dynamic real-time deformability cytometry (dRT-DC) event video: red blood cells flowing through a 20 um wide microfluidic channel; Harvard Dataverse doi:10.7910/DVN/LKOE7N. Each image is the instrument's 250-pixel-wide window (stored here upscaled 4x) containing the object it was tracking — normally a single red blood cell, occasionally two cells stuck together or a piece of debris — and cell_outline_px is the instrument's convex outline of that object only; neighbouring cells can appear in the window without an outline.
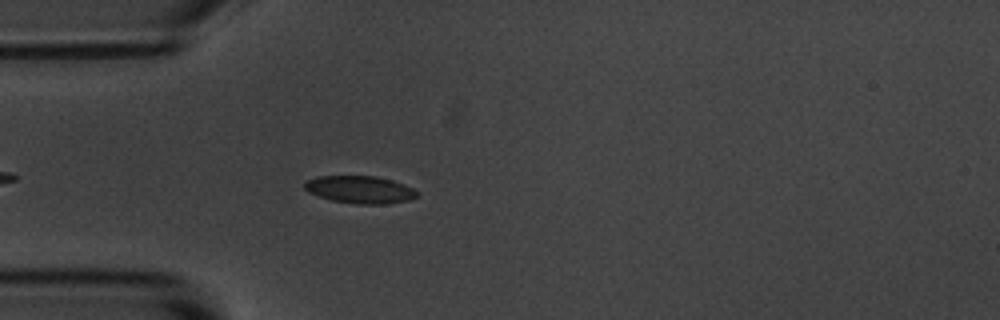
{"species": "common noctule bat (a hibernating species)", "species_latin": "Nyctalus noctula", "temperature_condition": "room temperature", "stored_images_in_passage": 1, "camera_frame_rate_fps": 3000, "um_per_image_px": 0.085, "animal": {"sex": "male", "body_mass_g": 20.1, "forearm_length_mm": 53.5}, "frame": {"image": 1, "passage_image": 1, "time_ms": 0.0, "image_size_px": [1000, 320], "cell_outline_px": [[420, 196], [408, 200], [388, 204], [356, 204], [332, 200], [308, 192], [304, 188], [304, 184], [308, 180], [316, 176], [376, 176], [392, 180], [404, 184], [420, 192]], "centroid_in_image_um": [30.64, 16.12], "position_along_channel_um": 54.4, "area_um2": 18.09}}